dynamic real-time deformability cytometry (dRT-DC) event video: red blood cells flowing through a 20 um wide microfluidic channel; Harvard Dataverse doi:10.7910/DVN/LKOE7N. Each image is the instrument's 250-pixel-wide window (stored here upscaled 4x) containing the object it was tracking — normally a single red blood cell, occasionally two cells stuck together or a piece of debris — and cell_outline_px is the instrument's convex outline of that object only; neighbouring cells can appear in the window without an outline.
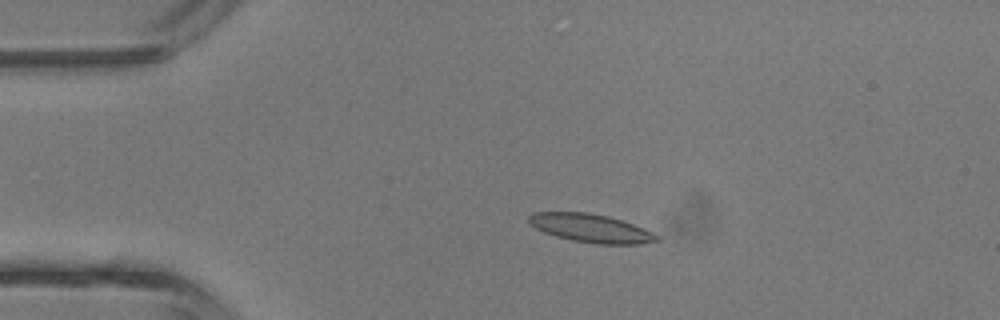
{"species": "common noctule bat (a hibernating species)", "species_latin": "Nyctalus noctula", "temperature_condition": "room temperature", "stored_images_in_passage": 3, "camera_frame_rate_fps": 3000, "um_per_image_px": 0.085, "animal": {"sex": "male", "body_mass_g": 13.3}, "frame": {"image": 1, "passage_image": 2, "time_ms": 1.0, "image_size_px": [1000, 320], "cell_outline_px": [[660, 240], [640, 244], [596, 244], [572, 240], [556, 236], [544, 232], [528, 224], [528, 216], [532, 212], [588, 212], [608, 216], [632, 224], [652, 232], [660, 236]], "centroid_in_image_um": [50.2, 19.39], "position_along_channel_um": 34.8, "area_um2": 21.15}}